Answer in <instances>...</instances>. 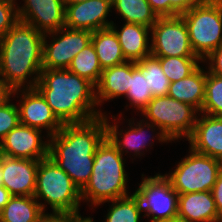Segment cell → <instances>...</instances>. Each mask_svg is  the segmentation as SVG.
Returning a JSON list of instances; mask_svg holds the SVG:
<instances>
[{
	"label": "cell",
	"instance_id": "obj_1",
	"mask_svg": "<svg viewBox=\"0 0 222 222\" xmlns=\"http://www.w3.org/2000/svg\"><path fill=\"white\" fill-rule=\"evenodd\" d=\"M105 138V115L85 123L63 124L48 138V156L81 191L91 177L95 151Z\"/></svg>",
	"mask_w": 222,
	"mask_h": 222
},
{
	"label": "cell",
	"instance_id": "obj_2",
	"mask_svg": "<svg viewBox=\"0 0 222 222\" xmlns=\"http://www.w3.org/2000/svg\"><path fill=\"white\" fill-rule=\"evenodd\" d=\"M62 124L85 123L102 117L95 86L68 69H42L35 87Z\"/></svg>",
	"mask_w": 222,
	"mask_h": 222
},
{
	"label": "cell",
	"instance_id": "obj_3",
	"mask_svg": "<svg viewBox=\"0 0 222 222\" xmlns=\"http://www.w3.org/2000/svg\"><path fill=\"white\" fill-rule=\"evenodd\" d=\"M43 40V33L21 21L0 37V76L12 91L36 87L43 69Z\"/></svg>",
	"mask_w": 222,
	"mask_h": 222
},
{
	"label": "cell",
	"instance_id": "obj_4",
	"mask_svg": "<svg viewBox=\"0 0 222 222\" xmlns=\"http://www.w3.org/2000/svg\"><path fill=\"white\" fill-rule=\"evenodd\" d=\"M125 163L123 155L105 138L95 151L91 177L81 190L82 201L95 207L129 196Z\"/></svg>",
	"mask_w": 222,
	"mask_h": 222
},
{
	"label": "cell",
	"instance_id": "obj_5",
	"mask_svg": "<svg viewBox=\"0 0 222 222\" xmlns=\"http://www.w3.org/2000/svg\"><path fill=\"white\" fill-rule=\"evenodd\" d=\"M34 198L50 205L53 214H80L81 191L49 156L39 161Z\"/></svg>",
	"mask_w": 222,
	"mask_h": 222
},
{
	"label": "cell",
	"instance_id": "obj_6",
	"mask_svg": "<svg viewBox=\"0 0 222 222\" xmlns=\"http://www.w3.org/2000/svg\"><path fill=\"white\" fill-rule=\"evenodd\" d=\"M199 111L190 104L180 102L168 95L153 97L141 111L146 122L157 126L159 142H170L179 138H189L193 133ZM198 113V114H197ZM199 115V116H197ZM158 135V136H157Z\"/></svg>",
	"mask_w": 222,
	"mask_h": 222
},
{
	"label": "cell",
	"instance_id": "obj_7",
	"mask_svg": "<svg viewBox=\"0 0 222 222\" xmlns=\"http://www.w3.org/2000/svg\"><path fill=\"white\" fill-rule=\"evenodd\" d=\"M180 16L193 52L204 61L222 44V5L197 4Z\"/></svg>",
	"mask_w": 222,
	"mask_h": 222
},
{
	"label": "cell",
	"instance_id": "obj_8",
	"mask_svg": "<svg viewBox=\"0 0 222 222\" xmlns=\"http://www.w3.org/2000/svg\"><path fill=\"white\" fill-rule=\"evenodd\" d=\"M189 154L181 159L172 173L164 176L178 194L211 191L222 171V161L191 148Z\"/></svg>",
	"mask_w": 222,
	"mask_h": 222
},
{
	"label": "cell",
	"instance_id": "obj_9",
	"mask_svg": "<svg viewBox=\"0 0 222 222\" xmlns=\"http://www.w3.org/2000/svg\"><path fill=\"white\" fill-rule=\"evenodd\" d=\"M142 179L134 194L140 200L142 211L146 212L143 216L150 218V221L177 218L179 194L169 180L160 173Z\"/></svg>",
	"mask_w": 222,
	"mask_h": 222
},
{
	"label": "cell",
	"instance_id": "obj_10",
	"mask_svg": "<svg viewBox=\"0 0 222 222\" xmlns=\"http://www.w3.org/2000/svg\"><path fill=\"white\" fill-rule=\"evenodd\" d=\"M150 33L152 56L198 57L191 48L187 26L180 15L159 17Z\"/></svg>",
	"mask_w": 222,
	"mask_h": 222
},
{
	"label": "cell",
	"instance_id": "obj_11",
	"mask_svg": "<svg viewBox=\"0 0 222 222\" xmlns=\"http://www.w3.org/2000/svg\"><path fill=\"white\" fill-rule=\"evenodd\" d=\"M48 35L52 37L50 44ZM91 37V31L67 27L44 34L42 68L67 69L73 58L91 43Z\"/></svg>",
	"mask_w": 222,
	"mask_h": 222
},
{
	"label": "cell",
	"instance_id": "obj_12",
	"mask_svg": "<svg viewBox=\"0 0 222 222\" xmlns=\"http://www.w3.org/2000/svg\"><path fill=\"white\" fill-rule=\"evenodd\" d=\"M20 95L19 117L20 123L39 130L46 129L47 138L60 131L63 124L52 112L46 99L36 88L16 89L11 95ZM20 92L22 94H20Z\"/></svg>",
	"mask_w": 222,
	"mask_h": 222
},
{
	"label": "cell",
	"instance_id": "obj_13",
	"mask_svg": "<svg viewBox=\"0 0 222 222\" xmlns=\"http://www.w3.org/2000/svg\"><path fill=\"white\" fill-rule=\"evenodd\" d=\"M42 130L19 123L0 142L2 155L41 160L48 157L49 140L42 141Z\"/></svg>",
	"mask_w": 222,
	"mask_h": 222
},
{
	"label": "cell",
	"instance_id": "obj_14",
	"mask_svg": "<svg viewBox=\"0 0 222 222\" xmlns=\"http://www.w3.org/2000/svg\"><path fill=\"white\" fill-rule=\"evenodd\" d=\"M17 5L18 20L47 34L65 27V4L63 0H23Z\"/></svg>",
	"mask_w": 222,
	"mask_h": 222
},
{
	"label": "cell",
	"instance_id": "obj_15",
	"mask_svg": "<svg viewBox=\"0 0 222 222\" xmlns=\"http://www.w3.org/2000/svg\"><path fill=\"white\" fill-rule=\"evenodd\" d=\"M111 9L112 0H87L65 4V27L91 32L109 28L113 21L106 19Z\"/></svg>",
	"mask_w": 222,
	"mask_h": 222
},
{
	"label": "cell",
	"instance_id": "obj_16",
	"mask_svg": "<svg viewBox=\"0 0 222 222\" xmlns=\"http://www.w3.org/2000/svg\"><path fill=\"white\" fill-rule=\"evenodd\" d=\"M0 165L2 185L12 196H34L39 160L2 155Z\"/></svg>",
	"mask_w": 222,
	"mask_h": 222
},
{
	"label": "cell",
	"instance_id": "obj_17",
	"mask_svg": "<svg viewBox=\"0 0 222 222\" xmlns=\"http://www.w3.org/2000/svg\"><path fill=\"white\" fill-rule=\"evenodd\" d=\"M187 140L193 151L222 161V116L202 113Z\"/></svg>",
	"mask_w": 222,
	"mask_h": 222
},
{
	"label": "cell",
	"instance_id": "obj_18",
	"mask_svg": "<svg viewBox=\"0 0 222 222\" xmlns=\"http://www.w3.org/2000/svg\"><path fill=\"white\" fill-rule=\"evenodd\" d=\"M108 116L105 115V124H106V138L111 142V144L123 155L125 152L129 153L134 151V155L142 156L143 149L147 148V139H146V129H152L151 131L155 132L156 125L146 122L144 119L137 122L135 125V120H128L129 128L123 132V129L118 130L119 126L111 124L108 121ZM145 122V124H144ZM110 123V125H109ZM134 124V125H133ZM124 134V135H123ZM151 136V134H150ZM122 138V139H121ZM146 139V140H145ZM149 140V139H148ZM126 149V150H125ZM130 151H128V150ZM142 154V155H141Z\"/></svg>",
	"mask_w": 222,
	"mask_h": 222
},
{
	"label": "cell",
	"instance_id": "obj_19",
	"mask_svg": "<svg viewBox=\"0 0 222 222\" xmlns=\"http://www.w3.org/2000/svg\"><path fill=\"white\" fill-rule=\"evenodd\" d=\"M177 218L183 222H222L211 191L179 194Z\"/></svg>",
	"mask_w": 222,
	"mask_h": 222
},
{
	"label": "cell",
	"instance_id": "obj_20",
	"mask_svg": "<svg viewBox=\"0 0 222 222\" xmlns=\"http://www.w3.org/2000/svg\"><path fill=\"white\" fill-rule=\"evenodd\" d=\"M114 22L111 28L116 33L122 53L127 61H139L151 55L149 32L151 28L137 23H124L120 31Z\"/></svg>",
	"mask_w": 222,
	"mask_h": 222
},
{
	"label": "cell",
	"instance_id": "obj_21",
	"mask_svg": "<svg viewBox=\"0 0 222 222\" xmlns=\"http://www.w3.org/2000/svg\"><path fill=\"white\" fill-rule=\"evenodd\" d=\"M131 83V61L103 69L95 86L97 105L120 96H126Z\"/></svg>",
	"mask_w": 222,
	"mask_h": 222
},
{
	"label": "cell",
	"instance_id": "obj_22",
	"mask_svg": "<svg viewBox=\"0 0 222 222\" xmlns=\"http://www.w3.org/2000/svg\"><path fill=\"white\" fill-rule=\"evenodd\" d=\"M206 71L199 66L186 78L171 82L168 96L195 107L199 112L205 99Z\"/></svg>",
	"mask_w": 222,
	"mask_h": 222
},
{
	"label": "cell",
	"instance_id": "obj_23",
	"mask_svg": "<svg viewBox=\"0 0 222 222\" xmlns=\"http://www.w3.org/2000/svg\"><path fill=\"white\" fill-rule=\"evenodd\" d=\"M45 205L34 196H12L0 211V222H39L46 214Z\"/></svg>",
	"mask_w": 222,
	"mask_h": 222
},
{
	"label": "cell",
	"instance_id": "obj_24",
	"mask_svg": "<svg viewBox=\"0 0 222 222\" xmlns=\"http://www.w3.org/2000/svg\"><path fill=\"white\" fill-rule=\"evenodd\" d=\"M91 42L102 69L127 61L122 53L118 37L111 27L92 32Z\"/></svg>",
	"mask_w": 222,
	"mask_h": 222
},
{
	"label": "cell",
	"instance_id": "obj_25",
	"mask_svg": "<svg viewBox=\"0 0 222 222\" xmlns=\"http://www.w3.org/2000/svg\"><path fill=\"white\" fill-rule=\"evenodd\" d=\"M114 8L126 23L151 28L159 18L147 0H112V9Z\"/></svg>",
	"mask_w": 222,
	"mask_h": 222
},
{
	"label": "cell",
	"instance_id": "obj_26",
	"mask_svg": "<svg viewBox=\"0 0 222 222\" xmlns=\"http://www.w3.org/2000/svg\"><path fill=\"white\" fill-rule=\"evenodd\" d=\"M67 69L71 73L87 79L94 86L97 85L103 69L101 68L95 47L92 42L73 58Z\"/></svg>",
	"mask_w": 222,
	"mask_h": 222
},
{
	"label": "cell",
	"instance_id": "obj_27",
	"mask_svg": "<svg viewBox=\"0 0 222 222\" xmlns=\"http://www.w3.org/2000/svg\"><path fill=\"white\" fill-rule=\"evenodd\" d=\"M135 67L147 79L153 97L165 96L168 94L170 80L164 74L160 61L150 55L142 60L135 61Z\"/></svg>",
	"mask_w": 222,
	"mask_h": 222
},
{
	"label": "cell",
	"instance_id": "obj_28",
	"mask_svg": "<svg viewBox=\"0 0 222 222\" xmlns=\"http://www.w3.org/2000/svg\"><path fill=\"white\" fill-rule=\"evenodd\" d=\"M111 204L104 222H140L142 208L139 198L131 196L106 201Z\"/></svg>",
	"mask_w": 222,
	"mask_h": 222
},
{
	"label": "cell",
	"instance_id": "obj_29",
	"mask_svg": "<svg viewBox=\"0 0 222 222\" xmlns=\"http://www.w3.org/2000/svg\"><path fill=\"white\" fill-rule=\"evenodd\" d=\"M170 82H176L193 73L203 62L199 57H156Z\"/></svg>",
	"mask_w": 222,
	"mask_h": 222
},
{
	"label": "cell",
	"instance_id": "obj_30",
	"mask_svg": "<svg viewBox=\"0 0 222 222\" xmlns=\"http://www.w3.org/2000/svg\"><path fill=\"white\" fill-rule=\"evenodd\" d=\"M125 97L129 100L130 105L140 112L153 99L147 79L135 67L134 61H131V83Z\"/></svg>",
	"mask_w": 222,
	"mask_h": 222
},
{
	"label": "cell",
	"instance_id": "obj_31",
	"mask_svg": "<svg viewBox=\"0 0 222 222\" xmlns=\"http://www.w3.org/2000/svg\"><path fill=\"white\" fill-rule=\"evenodd\" d=\"M222 116V77L206 71L205 99L200 114Z\"/></svg>",
	"mask_w": 222,
	"mask_h": 222
},
{
	"label": "cell",
	"instance_id": "obj_32",
	"mask_svg": "<svg viewBox=\"0 0 222 222\" xmlns=\"http://www.w3.org/2000/svg\"><path fill=\"white\" fill-rule=\"evenodd\" d=\"M20 123L19 109L10 98L0 104V142Z\"/></svg>",
	"mask_w": 222,
	"mask_h": 222
},
{
	"label": "cell",
	"instance_id": "obj_33",
	"mask_svg": "<svg viewBox=\"0 0 222 222\" xmlns=\"http://www.w3.org/2000/svg\"><path fill=\"white\" fill-rule=\"evenodd\" d=\"M16 5V2L0 3V37L19 21Z\"/></svg>",
	"mask_w": 222,
	"mask_h": 222
},
{
	"label": "cell",
	"instance_id": "obj_34",
	"mask_svg": "<svg viewBox=\"0 0 222 222\" xmlns=\"http://www.w3.org/2000/svg\"><path fill=\"white\" fill-rule=\"evenodd\" d=\"M208 63V70L219 77H222V44L215 49L208 57L204 59V63Z\"/></svg>",
	"mask_w": 222,
	"mask_h": 222
},
{
	"label": "cell",
	"instance_id": "obj_35",
	"mask_svg": "<svg viewBox=\"0 0 222 222\" xmlns=\"http://www.w3.org/2000/svg\"><path fill=\"white\" fill-rule=\"evenodd\" d=\"M197 4L196 0H170V17L181 15Z\"/></svg>",
	"mask_w": 222,
	"mask_h": 222
},
{
	"label": "cell",
	"instance_id": "obj_36",
	"mask_svg": "<svg viewBox=\"0 0 222 222\" xmlns=\"http://www.w3.org/2000/svg\"><path fill=\"white\" fill-rule=\"evenodd\" d=\"M215 206L219 216L222 218V171L218 174L217 180L211 190Z\"/></svg>",
	"mask_w": 222,
	"mask_h": 222
},
{
	"label": "cell",
	"instance_id": "obj_37",
	"mask_svg": "<svg viewBox=\"0 0 222 222\" xmlns=\"http://www.w3.org/2000/svg\"><path fill=\"white\" fill-rule=\"evenodd\" d=\"M158 17H170V0H147Z\"/></svg>",
	"mask_w": 222,
	"mask_h": 222
},
{
	"label": "cell",
	"instance_id": "obj_38",
	"mask_svg": "<svg viewBox=\"0 0 222 222\" xmlns=\"http://www.w3.org/2000/svg\"><path fill=\"white\" fill-rule=\"evenodd\" d=\"M39 222H66V214L46 213Z\"/></svg>",
	"mask_w": 222,
	"mask_h": 222
},
{
	"label": "cell",
	"instance_id": "obj_39",
	"mask_svg": "<svg viewBox=\"0 0 222 222\" xmlns=\"http://www.w3.org/2000/svg\"><path fill=\"white\" fill-rule=\"evenodd\" d=\"M12 90L5 84V81L0 76V104L11 98Z\"/></svg>",
	"mask_w": 222,
	"mask_h": 222
},
{
	"label": "cell",
	"instance_id": "obj_40",
	"mask_svg": "<svg viewBox=\"0 0 222 222\" xmlns=\"http://www.w3.org/2000/svg\"><path fill=\"white\" fill-rule=\"evenodd\" d=\"M11 197L10 192L3 185H0V211L5 207Z\"/></svg>",
	"mask_w": 222,
	"mask_h": 222
},
{
	"label": "cell",
	"instance_id": "obj_41",
	"mask_svg": "<svg viewBox=\"0 0 222 222\" xmlns=\"http://www.w3.org/2000/svg\"><path fill=\"white\" fill-rule=\"evenodd\" d=\"M93 220L90 216L84 218L80 214H66V222H94Z\"/></svg>",
	"mask_w": 222,
	"mask_h": 222
},
{
	"label": "cell",
	"instance_id": "obj_42",
	"mask_svg": "<svg viewBox=\"0 0 222 222\" xmlns=\"http://www.w3.org/2000/svg\"><path fill=\"white\" fill-rule=\"evenodd\" d=\"M198 4L222 5V0H196Z\"/></svg>",
	"mask_w": 222,
	"mask_h": 222
},
{
	"label": "cell",
	"instance_id": "obj_43",
	"mask_svg": "<svg viewBox=\"0 0 222 222\" xmlns=\"http://www.w3.org/2000/svg\"><path fill=\"white\" fill-rule=\"evenodd\" d=\"M63 1H64V4H74V3H81L87 0H63Z\"/></svg>",
	"mask_w": 222,
	"mask_h": 222
},
{
	"label": "cell",
	"instance_id": "obj_44",
	"mask_svg": "<svg viewBox=\"0 0 222 222\" xmlns=\"http://www.w3.org/2000/svg\"><path fill=\"white\" fill-rule=\"evenodd\" d=\"M150 222H183L178 218L171 219V220H157V221H150Z\"/></svg>",
	"mask_w": 222,
	"mask_h": 222
},
{
	"label": "cell",
	"instance_id": "obj_45",
	"mask_svg": "<svg viewBox=\"0 0 222 222\" xmlns=\"http://www.w3.org/2000/svg\"><path fill=\"white\" fill-rule=\"evenodd\" d=\"M3 173H2V170H1V165H0V185H2V178H3Z\"/></svg>",
	"mask_w": 222,
	"mask_h": 222
},
{
	"label": "cell",
	"instance_id": "obj_46",
	"mask_svg": "<svg viewBox=\"0 0 222 222\" xmlns=\"http://www.w3.org/2000/svg\"><path fill=\"white\" fill-rule=\"evenodd\" d=\"M5 2H16V0H0V3H5Z\"/></svg>",
	"mask_w": 222,
	"mask_h": 222
}]
</instances>
